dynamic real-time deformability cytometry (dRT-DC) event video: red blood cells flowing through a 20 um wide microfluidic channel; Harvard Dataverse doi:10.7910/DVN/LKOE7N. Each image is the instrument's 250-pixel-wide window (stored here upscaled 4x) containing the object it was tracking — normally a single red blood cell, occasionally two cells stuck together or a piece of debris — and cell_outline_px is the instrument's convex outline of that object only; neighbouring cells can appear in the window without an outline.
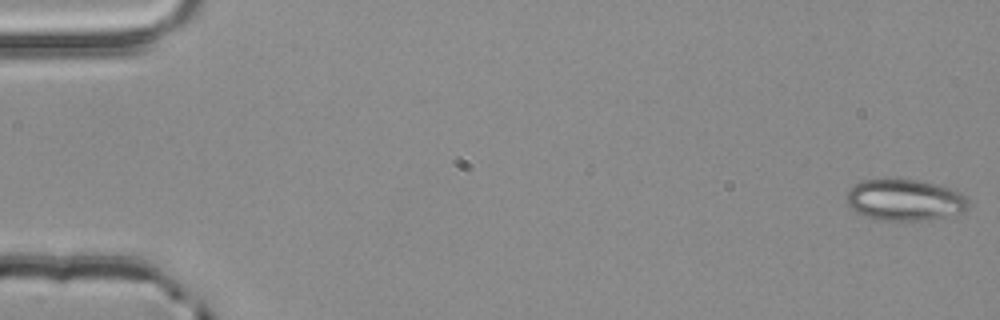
{"species": "common noctule bat (a hibernating species)", "species_latin": "Nyctalus noctula", "temperature_condition": "room temperature", "stored_images_in_passage": 55, "camera_frame_rate_fps": 3000, "um_per_image_px": 0.085, "animal": {"sex": "male", "body_mass_g": 20.4}, "frame": {"image": 1, "passage_image": 1, "time_ms": 0.0, "image_size_px": [1000, 320], "cell_outline_px": [[968, 208], [964, 212], [924, 220], [880, 220], [864, 216], [856, 212], [844, 200], [844, 196], [848, 188], [864, 180], [884, 176], [920, 180], [940, 184], [960, 192], [968, 200]], "centroid_in_image_um": [76.85, 16.94], "position_along_channel_um": 8.2, "area_um2": 30.23}}
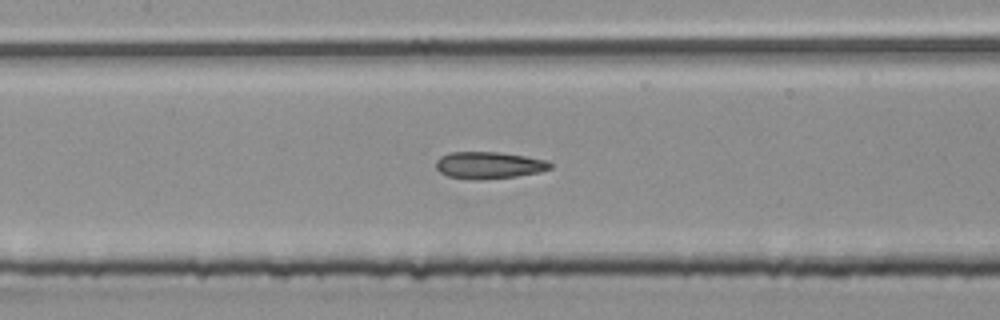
{"frame": {"image": 2, "passage_image": 26, "time_ms": 8.333, "image_size_px": [1000, 320], "cell_outline_px": [[552, 168], [540, 172], [516, 176], [480, 180], [476, 180], [448, 176], [440, 172], [436, 168], [436, 160], [440, 156], [448, 152], [500, 152], [548, 160], [552, 164]], "centroid_in_image_um": [41.56, 14.04], "position_along_channel_um": 165.8, "area_um2": 18.03}}
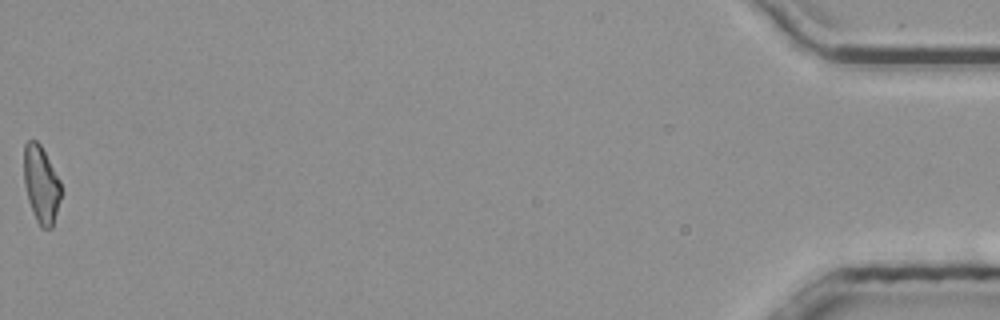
{"frame": {"image": 3, "passage_image": 55, "time_ms": 18.0, "image_size_px": [1000, 320], "cell_outline_px": [[60, 196], [52, 228], [40, 228], [36, 220], [28, 200], [24, 184], [24, 144], [28, 140], [36, 140], [40, 144], [60, 180]], "centroid_in_image_um": [3.47, 15.66], "position_along_channel_um": 431.7, "area_um2": 16.47}, "authors_computed_cell_mechanics": {"area_um2": 17.8602, "velocity_mm_per_s": 3.8536, "shape_relaxation_time_tau1_ms": null, "shape_relaxation_time_tau2_ms": 3.5782, "deformation_change_tau1": null, "deformation_change_tau2": 0.1368}}